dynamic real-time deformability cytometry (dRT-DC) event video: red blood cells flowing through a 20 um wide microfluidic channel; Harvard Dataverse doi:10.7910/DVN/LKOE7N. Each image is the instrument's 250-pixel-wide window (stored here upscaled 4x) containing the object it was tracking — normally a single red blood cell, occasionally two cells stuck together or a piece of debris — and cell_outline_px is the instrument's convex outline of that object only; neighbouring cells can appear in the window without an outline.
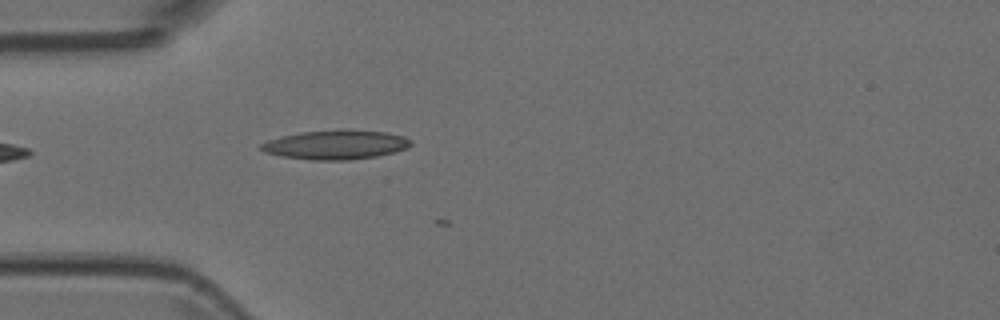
{"species": "Egyptian fruit bat (a non-hibernating species)", "species_latin": "Rousettus aegyptiacus", "temperature_condition": "room temperature", "stored_images_in_passage": 2, "camera_frame_rate_fps": 3000, "um_per_image_px": 0.085, "animal": {"sex": "female"}, "frame": {"image": 1, "passage_image": 2, "time_ms": 0.333, "image_size_px": [1000, 320], "cell_outline_px": [[412, 144], [408, 148], [396, 152], [376, 156], [348, 160], [312, 160], [280, 156], [264, 152], [260, 148], [260, 144], [268, 140], [280, 136], [304, 132], [344, 128], [388, 132], [404, 136], [412, 140]], "centroid_in_image_um": [28.58, 12.29], "position_along_channel_um": 56.4, "area_um2": 25.95}}